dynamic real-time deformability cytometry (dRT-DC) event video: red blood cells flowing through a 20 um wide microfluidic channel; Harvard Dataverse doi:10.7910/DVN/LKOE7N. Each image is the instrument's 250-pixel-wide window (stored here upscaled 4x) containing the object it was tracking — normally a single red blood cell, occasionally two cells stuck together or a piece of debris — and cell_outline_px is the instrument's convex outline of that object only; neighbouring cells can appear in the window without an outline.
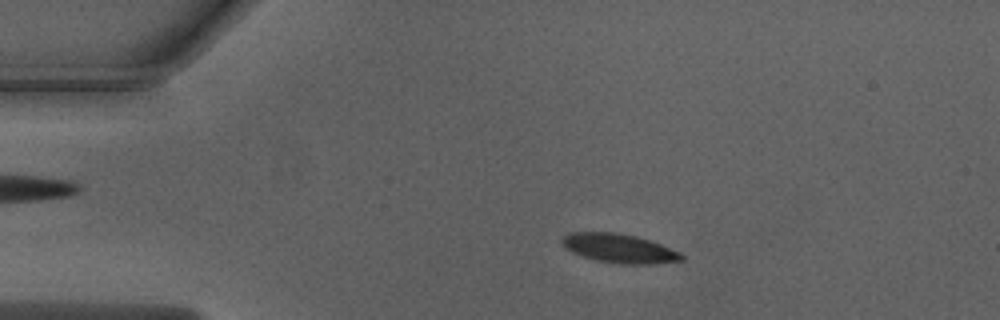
{"species": "Egyptian fruit bat (a non-hibernating species)", "species_latin": "Rousettus aegyptiacus", "temperature_condition": "warm", "stored_images_in_passage": 50, "camera_frame_rate_fps": 3000, "um_per_image_px": 0.085, "animal": {"sex": "male"}, "frame": {"image": 1, "passage_image": 9, "time_ms": 2.667, "image_size_px": [1000, 320], "cell_outline_px": [[684, 260], [652, 264], [620, 264], [596, 260], [572, 252], [564, 248], [560, 240], [564, 236], [572, 232], [616, 232], [636, 236], [660, 244], [680, 252], [684, 256]], "centroid_in_image_um": [52.62, 21.11], "position_along_channel_um": 32.4, "area_um2": 20.17}}
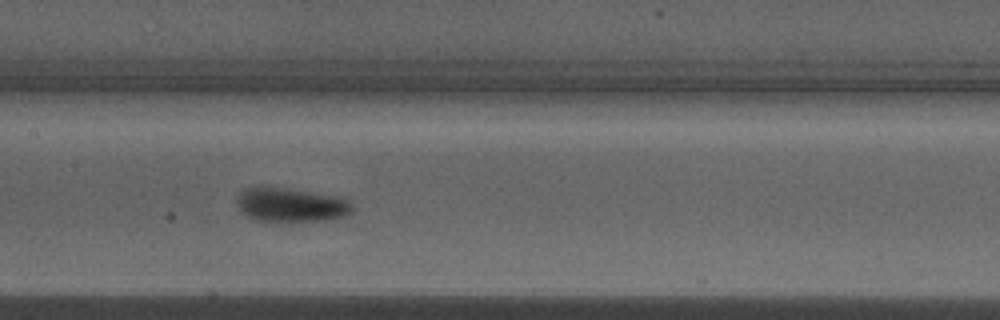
{"frame": {"image": 2, "passage_image": 24, "time_ms": 7.667, "image_size_px": [1000, 320], "cell_outline_px": [[352, 212], [344, 216], [324, 220], [288, 224], [272, 224], [256, 220], [240, 212], [236, 204], [236, 196], [244, 188], [256, 184], [268, 184], [332, 196], [344, 200], [352, 204]], "centroid_in_image_um": [24.56, 17.43], "position_along_channel_um": 182.8, "area_um2": 24.28}}
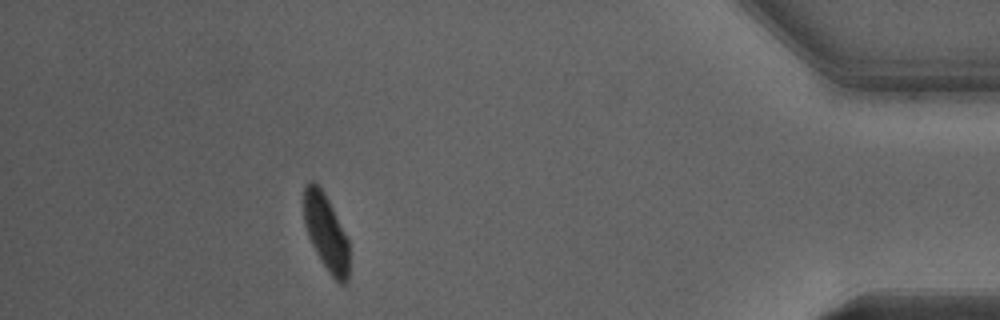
{"frame": {"image": 3, "passage_image": 45, "time_ms": 14.667, "image_size_px": [1000, 320], "cell_outline_px": [[348, 284], [340, 284], [328, 272], [320, 260], [308, 236], [304, 224], [304, 188], [312, 180], [324, 192], [348, 240]], "centroid_in_image_um": [27.7, 19.8], "position_along_channel_um": 407.5, "area_um2": 19.83}, "authors_computed_cell_mechanics": {"area_um2": 21.2993, "velocity_mm_per_s": 3.9928, "shape_relaxation_time_tau1_ms": 1.9728, "shape_relaxation_time_tau2_ms": null, "deformation_change_tau1": 0.1192, "deformation_change_tau2": null}}